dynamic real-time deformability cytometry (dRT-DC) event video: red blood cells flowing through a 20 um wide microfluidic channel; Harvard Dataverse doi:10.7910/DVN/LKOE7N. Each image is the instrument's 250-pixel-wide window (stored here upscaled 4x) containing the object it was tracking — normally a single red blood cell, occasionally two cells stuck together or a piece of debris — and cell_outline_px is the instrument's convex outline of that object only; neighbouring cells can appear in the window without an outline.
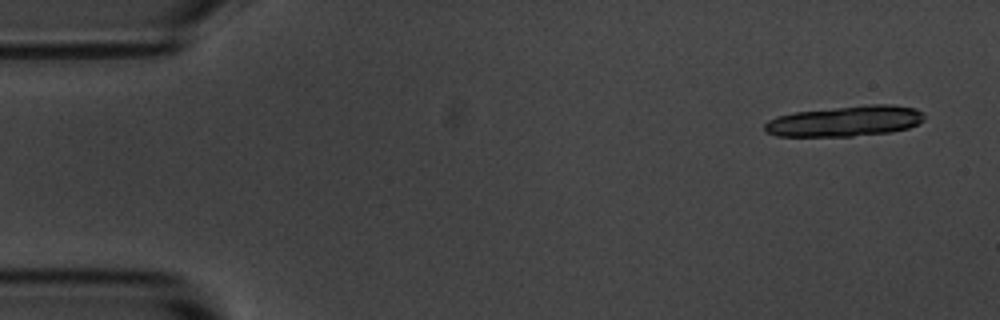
{"species": "common noctule bat (a hibernating species)", "species_latin": "Nyctalus noctula", "temperature_condition": "room temperature", "stored_images_in_passage": 7, "camera_frame_rate_fps": 3000, "um_per_image_px": 0.085, "animal": {"sex": "male", "body_mass_g": 20.1, "forearm_length_mm": 53.5}, "frame": {"image": 1, "passage_image": 1, "time_ms": 0.0, "image_size_px": [1000, 320], "cell_outline_px": [[924, 120], [908, 128], [892, 132], [852, 136], [776, 136], [764, 132], [764, 124], [768, 120], [776, 116], [796, 112], [872, 104], [892, 104], [916, 108], [924, 116]], "centroid_in_image_um": [71.83, 10.3], "position_along_channel_um": 13.2, "area_um2": 28.38}}
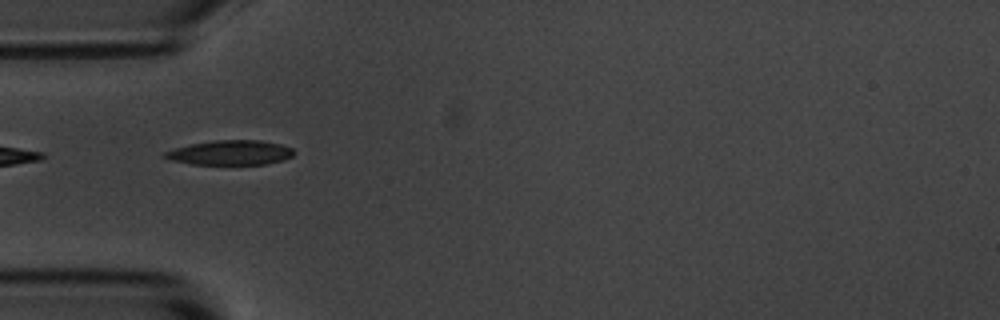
{"frame": {"image": 2, "passage_image": 5, "time_ms": 4.667, "image_size_px": [1000, 320], "cell_outline_px": [[296, 152], [292, 156], [284, 160], [264, 164], [192, 164], [172, 160], [160, 156], [164, 152], [176, 148], [192, 144], [212, 140], [260, 140], [280, 144], [292, 148]], "centroid_in_image_um": [19.59, 12.97], "position_along_channel_um": 65.4, "area_um2": 18.5}}